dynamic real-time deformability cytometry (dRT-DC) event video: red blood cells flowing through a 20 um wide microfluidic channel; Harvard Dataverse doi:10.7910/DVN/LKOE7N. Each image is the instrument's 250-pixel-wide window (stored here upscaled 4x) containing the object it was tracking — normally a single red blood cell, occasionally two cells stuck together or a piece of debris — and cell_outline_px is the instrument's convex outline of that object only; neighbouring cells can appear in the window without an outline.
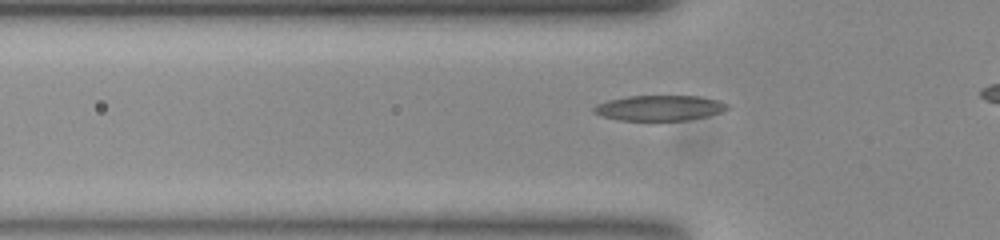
{"species": "common noctule bat (a hibernating species)", "species_latin": "Nyctalus noctula", "temperature_condition": "room temperature", "stored_images_in_passage": 30, "camera_frame_rate_fps": 3000, "um_per_image_px": 0.085, "animal": {"sex": "female", "body_mass_g": 23.0, "forearm_length_mm": 53.4}, "frame": {"image": 1, "passage_image": 4, "time_ms": 1.0, "image_size_px": [1000, 240], "cell_outline_px": [[728, 108], [720, 112], [708, 116], [684, 120], [620, 120], [604, 116], [592, 112], [592, 108], [596, 104], [608, 100], [628, 96], [700, 96], [720, 100], [728, 104]], "centroid_in_image_um": [56.06, 9.16], "position_along_channel_um": 69.7, "area_um2": 19.65}}
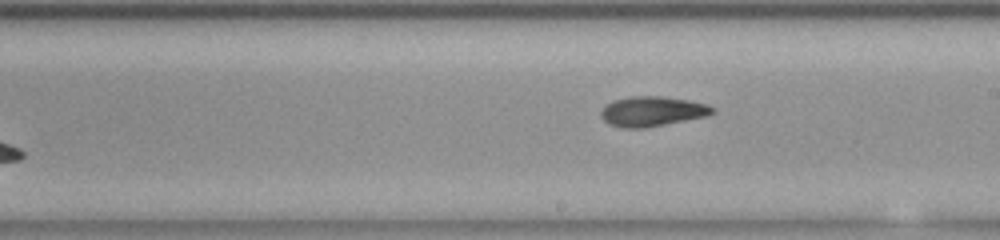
{"frame": {"image": 2, "passage_image": 17, "time_ms": 5.333, "image_size_px": [1000, 240], "cell_outline_px": [[716, 112], [704, 116], [644, 128], [624, 128], [608, 124], [600, 116], [600, 112], [604, 104], [612, 100], [632, 96], [664, 96], [688, 100], [708, 104], [716, 108]], "centroid_in_image_um": [55.4, 9.45], "position_along_channel_um": 233.6, "area_um2": 19.54}}
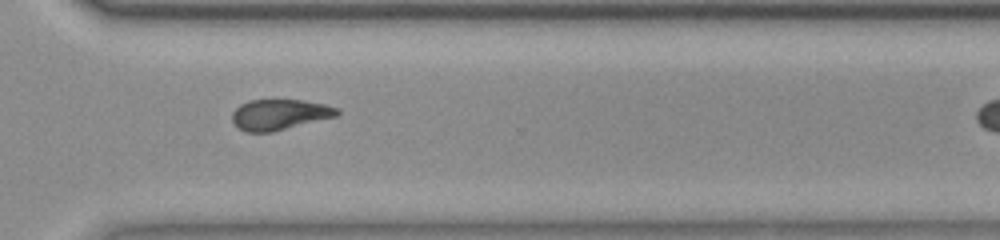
{"frame": {"image": 3, "passage_image": 26, "time_ms": 8.333, "image_size_px": [1000, 240], "cell_outline_px": [[340, 112], [336, 116], [272, 132], [248, 132], [240, 128], [232, 120], [232, 112], [240, 104], [248, 100], [304, 100], [324, 104], [340, 108]], "centroid_in_image_um": [23.77, 9.72], "position_along_channel_um": 346.8, "area_um2": 18.61}}